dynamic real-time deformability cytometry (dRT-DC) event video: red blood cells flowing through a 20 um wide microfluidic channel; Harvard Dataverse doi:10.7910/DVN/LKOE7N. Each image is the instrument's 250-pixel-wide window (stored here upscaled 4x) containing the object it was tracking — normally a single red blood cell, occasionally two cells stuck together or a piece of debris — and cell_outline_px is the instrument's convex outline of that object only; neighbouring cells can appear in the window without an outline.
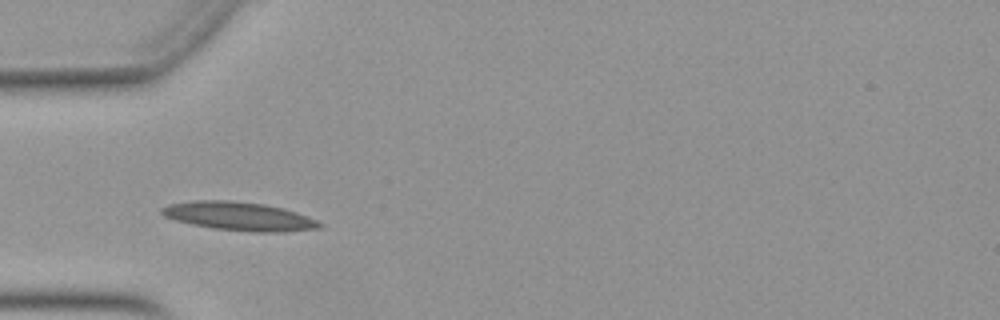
{"species": "Egyptian fruit bat (a non-hibernating species)", "species_latin": "Rousettus aegyptiacus", "temperature_condition": "warm", "stored_images_in_passage": 8, "camera_frame_rate_fps": 3000, "um_per_image_px": 0.085, "animal": {"sex": "female"}, "frame": {"image": 1, "passage_image": 2, "time_ms": 0.333, "image_size_px": [1000, 320], "cell_outline_px": [[324, 224], [320, 228], [284, 232], [252, 232], [212, 228], [192, 224], [176, 220], [164, 216], [160, 212], [160, 208], [168, 204], [196, 200], [228, 200], [264, 204], [284, 208], [296, 212], [316, 220]], "centroid_in_image_um": [20.32, 18.38], "position_along_channel_um": 64.7, "area_um2": 26.3}}